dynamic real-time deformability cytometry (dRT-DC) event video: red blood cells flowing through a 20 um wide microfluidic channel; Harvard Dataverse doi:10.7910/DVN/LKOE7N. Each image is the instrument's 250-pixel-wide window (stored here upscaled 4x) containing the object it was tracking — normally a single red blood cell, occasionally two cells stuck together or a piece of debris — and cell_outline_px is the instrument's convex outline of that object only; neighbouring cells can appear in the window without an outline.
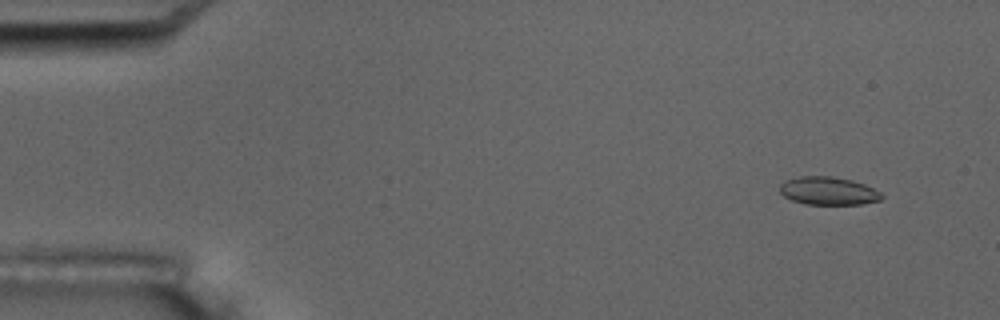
{"species": "common noctule bat (a hibernating species)", "species_latin": "Nyctalus noctula", "temperature_condition": "room temperature", "stored_images_in_passage": 5, "camera_frame_rate_fps": 3000, "um_per_image_px": 0.085, "animal": {"sex": "male", "body_mass_g": 17.5, "forearm_length_mm": 52.3}, "frame": {"image": 1, "passage_image": 2, "time_ms": 1.333, "image_size_px": [1000, 320], "cell_outline_px": [[884, 196], [880, 200], [860, 204], [804, 204], [792, 200], [784, 196], [780, 192], [780, 184], [784, 180], [800, 176], [832, 176], [852, 180], [864, 184], [880, 192]], "centroid_in_image_um": [70.38, 16.22], "position_along_channel_um": 14.6, "area_um2": 16.65}}